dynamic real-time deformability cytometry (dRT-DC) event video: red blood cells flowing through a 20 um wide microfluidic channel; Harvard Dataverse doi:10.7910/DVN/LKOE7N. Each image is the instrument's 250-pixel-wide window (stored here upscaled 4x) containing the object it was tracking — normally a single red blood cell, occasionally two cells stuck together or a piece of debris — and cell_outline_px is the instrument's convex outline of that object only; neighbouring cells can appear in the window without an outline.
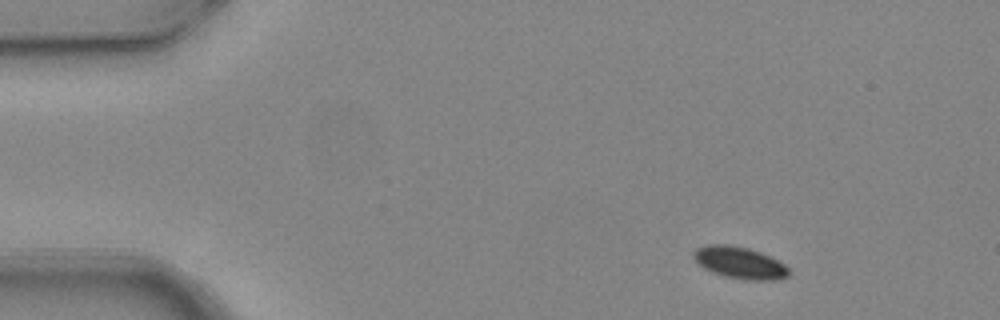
{"species": "common noctule bat (a hibernating species)", "species_latin": "Nyctalus noctula", "temperature_condition": "warm", "stored_images_in_passage": 2, "camera_frame_rate_fps": 3000, "um_per_image_px": 0.085, "animal": {"sex": "female", "body_mass_g": 24.6, "forearm_length_mm": 56.2}, "frame": {"image": 1, "passage_image": 1, "time_ms": 0.0, "image_size_px": [1000, 320], "cell_outline_px": [[788, 276], [772, 280], [744, 280], [724, 276], [712, 272], [704, 268], [692, 256], [692, 252], [696, 248], [708, 244], [728, 244], [748, 248], [760, 252], [784, 264], [788, 268]], "centroid_in_image_um": [62.83, 22.32], "position_along_channel_um": 22.2, "area_um2": 17.57}}
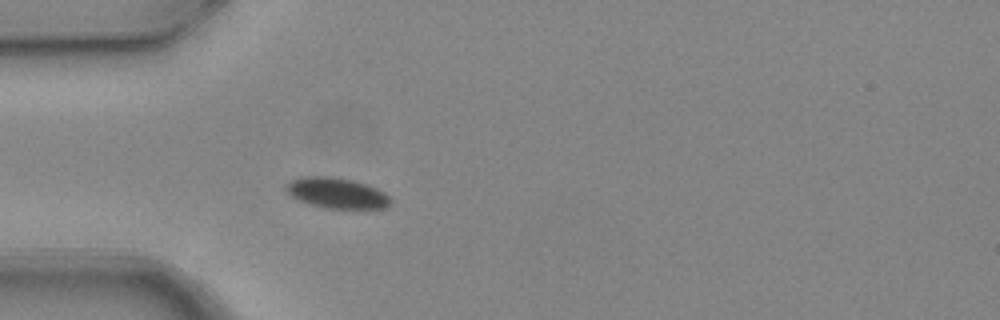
{"frame": {"image": 2, "passage_image": 2, "time_ms": 0.333, "image_size_px": [1000, 320], "cell_outline_px": [[392, 204], [384, 208], [324, 208], [300, 200], [292, 196], [284, 188], [284, 184], [292, 180], [304, 176], [328, 176], [352, 180], [368, 184], [384, 192], [392, 200]], "centroid_in_image_um": [28.64, 16.4], "position_along_channel_um": 56.4, "area_um2": 18.55}}